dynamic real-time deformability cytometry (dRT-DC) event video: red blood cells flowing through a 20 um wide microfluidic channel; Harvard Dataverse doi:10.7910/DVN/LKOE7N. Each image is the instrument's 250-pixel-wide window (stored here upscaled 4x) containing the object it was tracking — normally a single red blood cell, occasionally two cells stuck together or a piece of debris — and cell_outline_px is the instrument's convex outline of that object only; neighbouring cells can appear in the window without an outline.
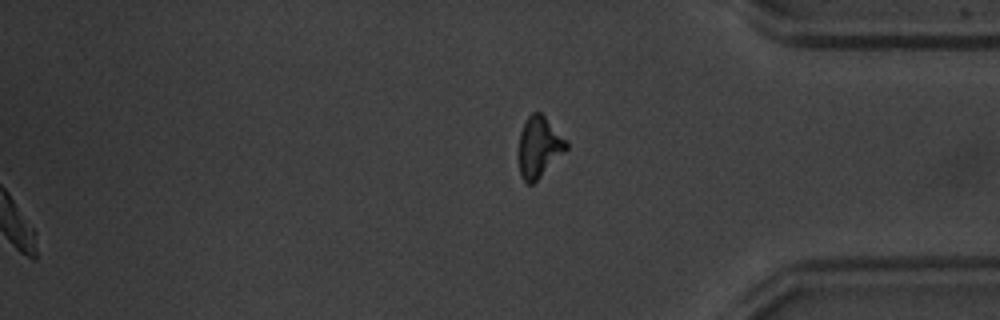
{"species": "common noctule bat (a hibernating species)", "species_latin": "Nyctalus noctula", "temperature_condition": "warm", "stored_images_in_passage": 57, "camera_frame_rate_fps": 3000, "um_per_image_px": 0.085, "animal": {"sex": "male", "body_mass_g": 20.1, "forearm_length_mm": 53.5}, "frame": {"image": 1, "passage_image": 57, "time_ms": 18.667, "image_size_px": [1000, 320], "cell_outline_px": [[568, 148], [532, 184], [528, 184], [520, 176], [520, 132], [528, 116], [532, 112], [540, 112], [544, 116], [568, 144]], "centroid_in_image_um": [45.8, 12.49], "position_along_channel_um": 389.4, "area_um2": 16.13}, "authors_computed_cell_mechanics": {"area_um2": 15.0858, "velocity_mm_per_s": 3.7758, "shape_relaxation_time_tau1_ms": 2.2016, "shape_relaxation_time_tau2_ms": null, "deformation_change_tau1": 0.129, "deformation_change_tau2": null}}